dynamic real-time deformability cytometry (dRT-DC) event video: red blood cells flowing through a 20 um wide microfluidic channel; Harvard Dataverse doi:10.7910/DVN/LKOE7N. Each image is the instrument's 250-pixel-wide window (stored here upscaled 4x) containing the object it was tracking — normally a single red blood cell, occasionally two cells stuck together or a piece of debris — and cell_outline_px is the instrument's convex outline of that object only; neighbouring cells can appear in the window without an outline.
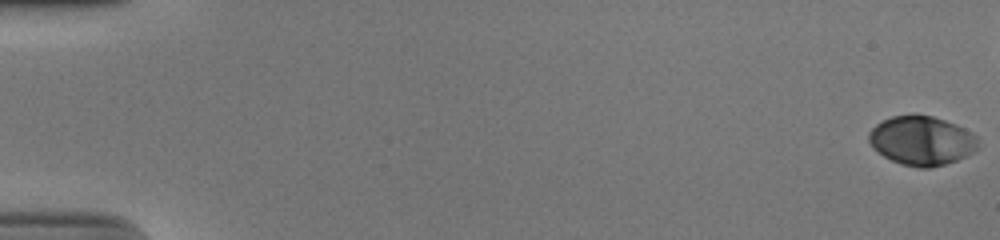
{"species": "human", "species_latin": "Homo sapiens", "temperature_condition": "cold", "stored_images_in_passage": 50, "camera_frame_rate_fps": 3000, "um_per_image_px": 0.085, "donor": {"sex": "male"}, "frame": {"image": 1, "passage_image": 1, "time_ms": 0.0, "image_size_px": [1000, 240], "cell_outline_px": [[980, 148], [956, 160], [944, 164], [928, 168], [920, 168], [900, 164], [884, 156], [872, 148], [868, 140], [868, 132], [876, 124], [892, 116], [932, 116], [956, 124], [972, 132], [976, 136]], "centroid_in_image_um": [78.34, 11.97], "position_along_channel_um": 6.7, "area_um2": 31.1}}
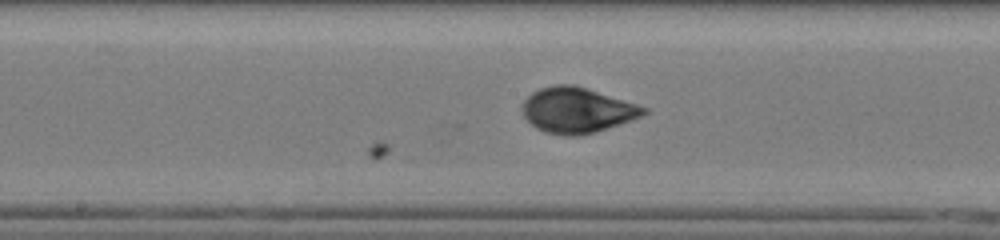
{"frame": {"image": 2, "passage_image": 30, "time_ms": 9.667, "image_size_px": [1000, 240], "cell_outline_px": [[648, 112], [632, 120], [596, 132], [580, 136], [564, 136], [544, 132], [536, 128], [524, 116], [524, 100], [532, 92], [540, 88], [556, 84], [576, 84], [648, 108]], "centroid_in_image_um": [49.06, 9.37], "position_along_channel_um": 199.1, "area_um2": 32.08}}
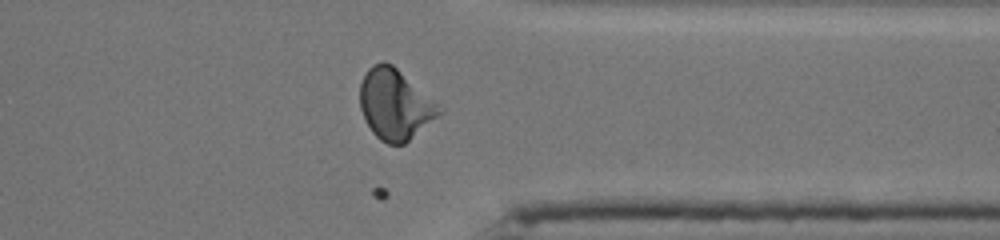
{"frame": {"image": 3, "passage_image": 44, "time_ms": 14.333, "image_size_px": [1000, 240], "cell_outline_px": [[444, 112], [404, 144], [388, 144], [380, 140], [372, 132], [360, 108], [360, 84], [368, 68], [372, 64], [384, 60], [392, 64], [436, 104]], "centroid_in_image_um": [33.54, 8.88], "position_along_channel_um": 377.9, "area_um2": 31.91}, "authors_computed_cell_mechanics": {"area_um2": 31.2698, "velocity_mm_per_s": 3.8887, "shape_relaxation_time_tau1_ms": 3.6814, "shape_relaxation_time_tau2_ms": 0.7277, "deformation_change_tau1": 0.1614, "deformation_change_tau2": 0.0468}}